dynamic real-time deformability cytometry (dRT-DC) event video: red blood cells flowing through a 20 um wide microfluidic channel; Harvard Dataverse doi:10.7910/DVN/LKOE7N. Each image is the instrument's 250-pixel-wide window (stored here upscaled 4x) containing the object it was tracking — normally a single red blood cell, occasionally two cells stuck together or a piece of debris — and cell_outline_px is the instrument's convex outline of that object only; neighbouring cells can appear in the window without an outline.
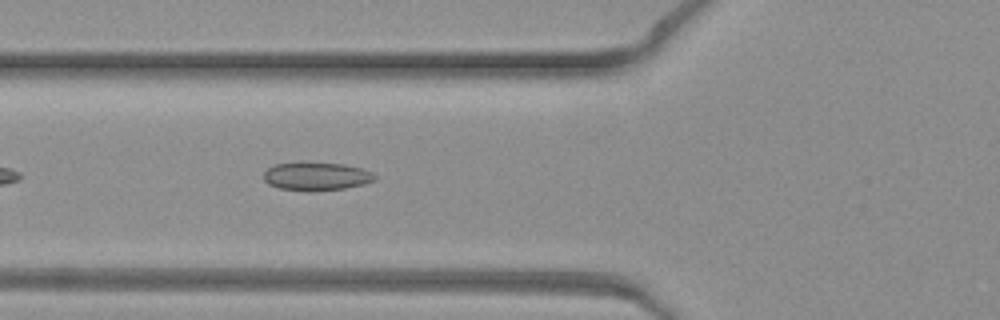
{"species": "common noctule bat (a hibernating species)", "species_latin": "Nyctalus noctula", "temperature_condition": "warm", "stored_images_in_passage": 35, "camera_frame_rate_fps": 3000, "um_per_image_px": 0.085, "animal": {"sex": "female", "body_mass_g": 19.3, "forearm_length_mm": 54.1}, "frame": {"image": 1, "passage_image": 5, "time_ms": 1.333, "image_size_px": [1000, 320], "cell_outline_px": [[376, 180], [364, 184], [344, 188], [312, 192], [308, 192], [280, 188], [268, 184], [264, 180], [264, 172], [268, 168], [276, 164], [304, 160], [344, 164], [364, 168], [372, 172], [376, 176]], "centroid_in_image_um": [26.9, 14.96], "position_along_channel_um": 98.9, "area_um2": 19.02}}
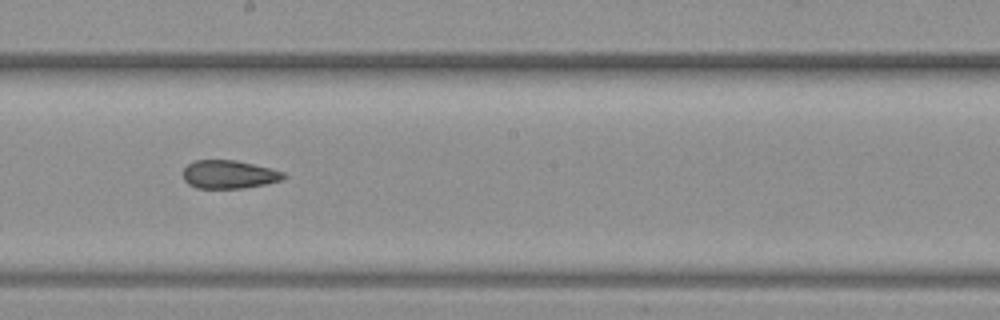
{"frame": {"image": 2, "passage_image": 14, "time_ms": 4.333, "image_size_px": [1000, 320], "cell_outline_px": [[288, 176], [284, 180], [244, 188], [196, 188], [188, 184], [184, 180], [184, 168], [188, 164], [196, 160], [236, 160], [272, 168], [284, 172]], "centroid_in_image_um": [19.51, 14.82], "position_along_channel_um": 228.7, "area_um2": 16.7}}
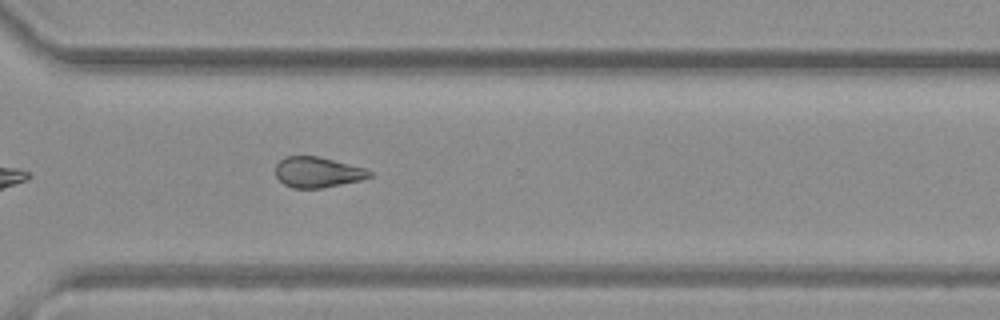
{"frame": {"image": 3, "passage_image": 22, "time_ms": 7.0, "image_size_px": [1000, 320], "cell_outline_px": [[372, 176], [364, 180], [320, 188], [292, 188], [284, 184], [276, 176], [276, 164], [280, 160], [288, 156], [320, 156], [364, 168], [372, 172]], "centroid_in_image_um": [27.01, 14.64], "position_along_channel_um": 343.6, "area_um2": 16.76}}